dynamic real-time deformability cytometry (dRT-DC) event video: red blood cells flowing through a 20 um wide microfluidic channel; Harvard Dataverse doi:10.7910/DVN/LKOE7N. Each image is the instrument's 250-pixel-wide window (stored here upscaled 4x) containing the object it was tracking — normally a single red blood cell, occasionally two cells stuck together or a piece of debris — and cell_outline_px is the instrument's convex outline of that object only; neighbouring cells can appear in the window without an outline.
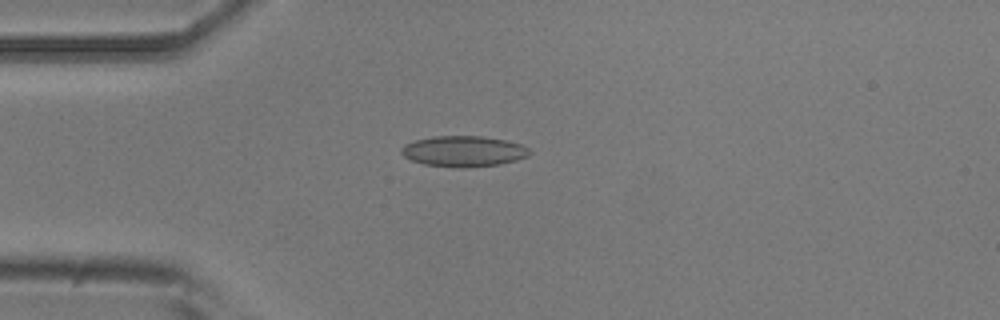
{"species": "common noctule bat (a hibernating species)", "species_latin": "Nyctalus noctula", "temperature_condition": "room temperature", "stored_images_in_passage": 5, "camera_frame_rate_fps": 3000, "um_per_image_px": 0.085, "animal": {"sex": "male", "body_mass_g": 20.5, "forearm_length_mm": 52.5}, "frame": {"image": 1, "passage_image": 4, "time_ms": 3.333, "image_size_px": [1000, 320], "cell_outline_px": [[532, 152], [528, 156], [516, 160], [500, 164], [468, 168], [460, 168], [424, 164], [412, 160], [404, 156], [400, 152], [400, 148], [404, 144], [416, 140], [432, 136], [480, 136], [504, 140], [520, 144], [528, 148]], "centroid_in_image_um": [39.39, 12.86], "position_along_channel_um": 45.6, "area_um2": 23.0}}
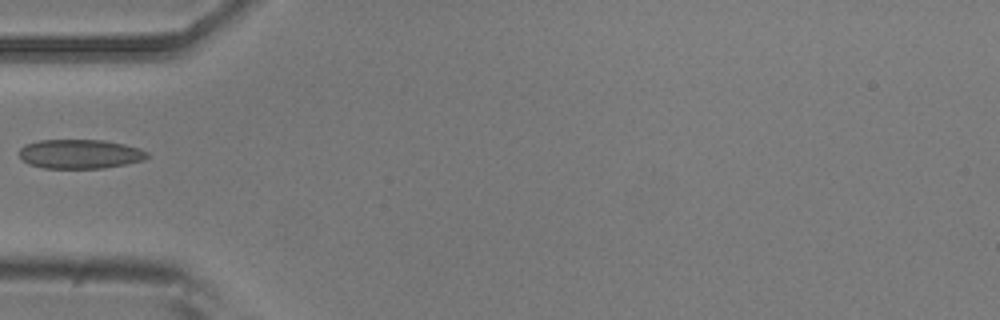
{"frame": {"image": 2, "passage_image": 5, "time_ms": 4.667, "image_size_px": [1000, 320], "cell_outline_px": [[148, 156], [144, 160], [104, 168], [44, 168], [28, 164], [20, 156], [20, 148], [24, 144], [40, 140], [104, 140], [124, 144], [140, 148], [148, 152]], "centroid_in_image_um": [6.8, 13.08], "position_along_channel_um": 78.2, "area_um2": 21.79}}